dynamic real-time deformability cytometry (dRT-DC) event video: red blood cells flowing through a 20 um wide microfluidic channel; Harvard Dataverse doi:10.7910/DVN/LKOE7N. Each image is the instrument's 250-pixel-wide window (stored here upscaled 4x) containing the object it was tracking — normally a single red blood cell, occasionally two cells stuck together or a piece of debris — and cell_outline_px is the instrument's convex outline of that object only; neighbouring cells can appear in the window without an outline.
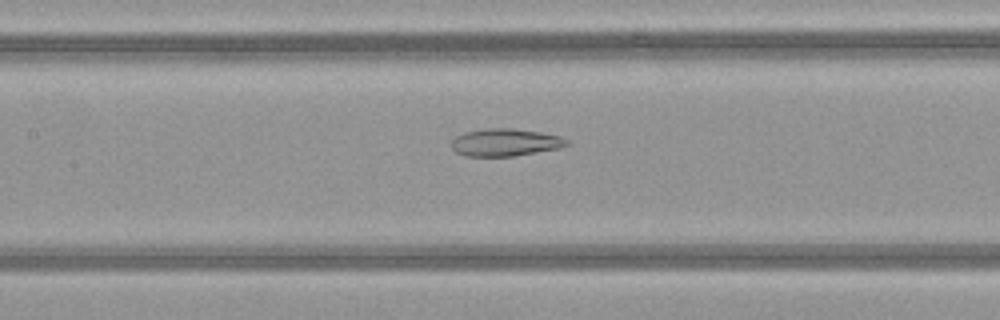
{"species": "common noctule bat (a hibernating species)", "species_latin": "Nyctalus noctula", "temperature_condition": "warm", "stored_images_in_passage": 47, "camera_frame_rate_fps": 3000, "um_per_image_px": 0.085, "animal": {"sex": "female", "body_mass_g": 21.9}, "frame": {"image": 1, "passage_image": 21, "time_ms": 6.667, "image_size_px": [1000, 320], "cell_outline_px": [[572, 144], [560, 148], [512, 156], [464, 156], [456, 152], [452, 148], [452, 140], [456, 136], [464, 132], [484, 128], [512, 128], [540, 132], [560, 136], [568, 140]], "centroid_in_image_um": [42.95, 12.1], "position_along_channel_um": 164.4, "area_um2": 18.55}}
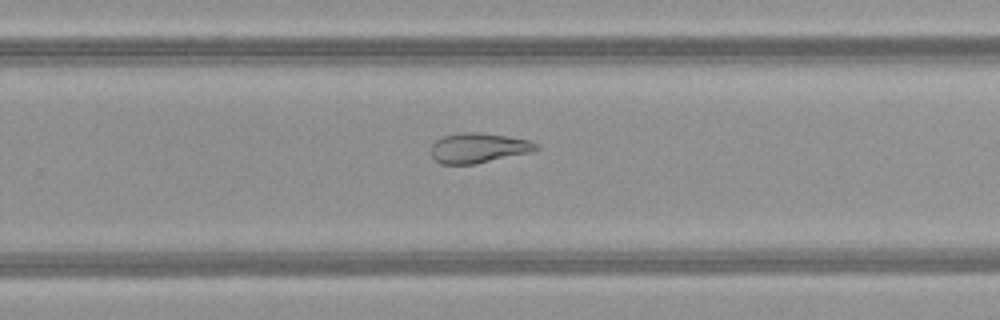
{"frame": {"image": 2, "passage_image": 30, "time_ms": 9.667, "image_size_px": [1000, 320], "cell_outline_px": [[540, 148], [532, 152], [476, 164], [440, 164], [432, 156], [432, 144], [436, 140], [444, 136], [460, 132], [480, 132], [528, 140], [540, 144]], "centroid_in_image_um": [40.69, 12.58], "position_along_channel_um": 289.1, "area_um2": 18.38}}
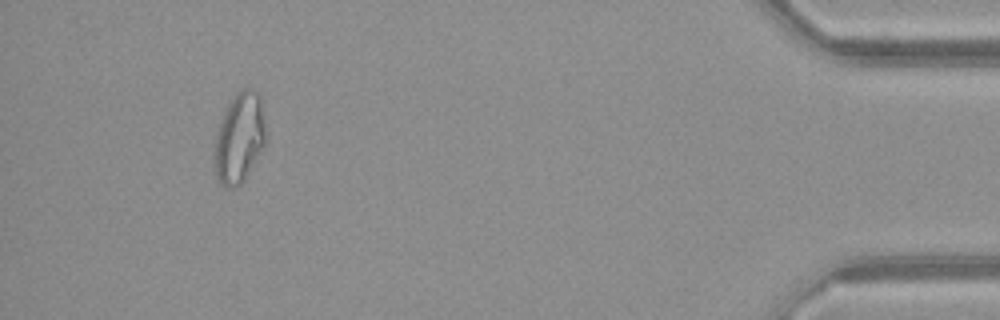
{"frame": {"image": 3, "passage_image": 44, "time_ms": 14.333, "image_size_px": [1000, 320], "cell_outline_px": [[264, 144], [244, 180], [236, 188], [224, 188], [220, 184], [216, 176], [212, 164], [216, 136], [220, 120], [228, 104], [236, 92], [244, 88], [252, 88], [260, 92], [264, 124]], "centroid_in_image_um": [20.3, 11.74], "position_along_channel_um": 414.9, "area_um2": 27.05}, "authors_computed_cell_mechanics": {"area_um2": 23.9292, "velocity_mm_per_s": 4.1723, "shape_relaxation_time_tau1_ms": null, "shape_relaxation_time_tau2_ms": 3.3228, "deformation_change_tau1": null, "deformation_change_tau2": 0.111}}